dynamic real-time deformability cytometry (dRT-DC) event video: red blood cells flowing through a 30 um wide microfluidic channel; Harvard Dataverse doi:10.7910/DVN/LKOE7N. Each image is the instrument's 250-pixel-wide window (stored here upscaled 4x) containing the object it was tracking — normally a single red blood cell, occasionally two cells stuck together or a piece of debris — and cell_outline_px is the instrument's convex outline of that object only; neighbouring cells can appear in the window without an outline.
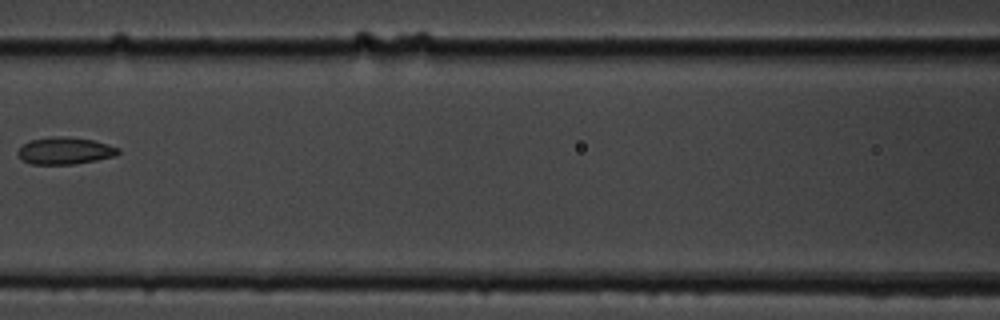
{"species": "common noctule bat (a hibernating species)", "species_latin": "Nyctalus noctula", "temperature_condition": "cold", "stored_images_in_passage": 7, "camera_frame_rate_fps": 3000, "um_per_image_px": 0.085, "animal": {"sex": "male", "body_mass_g": 19.5, "forearm_length_mm": 54.6}, "frame": {"image": 1, "passage_image": 7, "time_ms": 7.667, "image_size_px": [1000, 320], "cell_outline_px": [[120, 152], [116, 156], [96, 160], [72, 164], [32, 164], [20, 160], [16, 152], [28, 140], [52, 136], [64, 136], [92, 140], [108, 144], [120, 148]], "centroid_in_image_um": [5.5, 12.81], "position_along_channel_um": 161.1, "area_um2": 15.95}}